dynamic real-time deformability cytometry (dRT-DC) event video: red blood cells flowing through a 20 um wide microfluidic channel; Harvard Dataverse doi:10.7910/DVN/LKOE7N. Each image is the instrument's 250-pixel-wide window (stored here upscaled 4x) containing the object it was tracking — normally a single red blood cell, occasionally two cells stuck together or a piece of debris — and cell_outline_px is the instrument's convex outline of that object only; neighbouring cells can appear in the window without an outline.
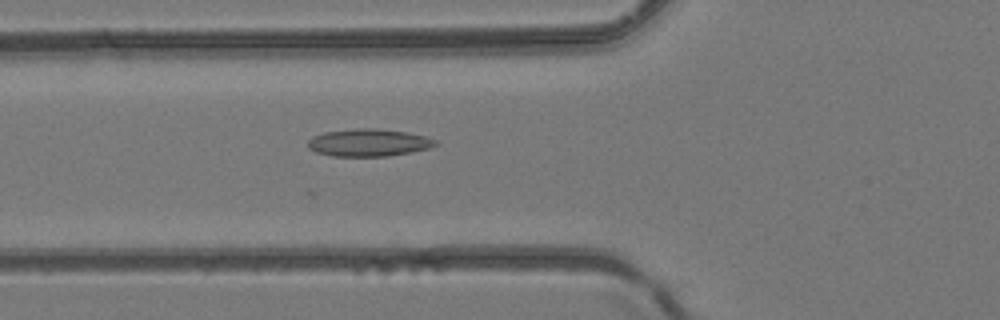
{"species": "common noctule bat (a hibernating species)", "species_latin": "Nyctalus noctula", "temperature_condition": "room temperature", "stored_images_in_passage": 11, "camera_frame_rate_fps": 3000, "um_per_image_px": 0.085, "animal": {"sex": "female", "body_mass_g": 24.6, "forearm_length_mm": 56.2}, "frame": {"image": 1, "passage_image": 5, "time_ms": 1.333, "image_size_px": [1000, 320], "cell_outline_px": [[440, 144], [428, 148], [412, 152], [388, 156], [332, 156], [316, 152], [308, 148], [308, 140], [312, 136], [324, 132], [360, 128], [376, 128], [408, 132], [424, 136], [436, 140]], "centroid_in_image_um": [31.34, 12.12], "position_along_channel_um": 94.5, "area_um2": 20.46}}
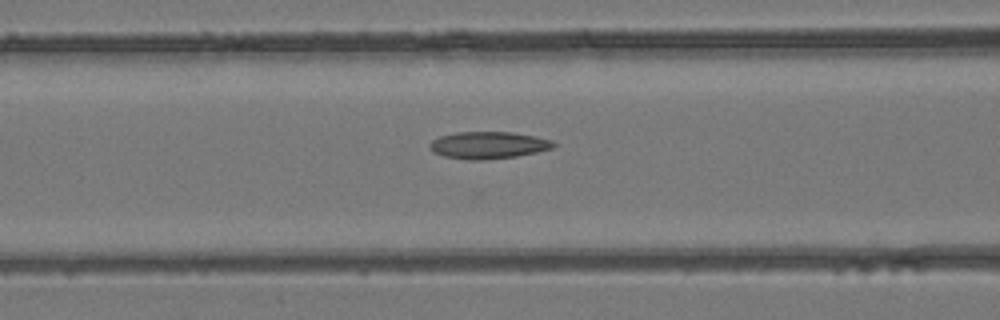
{"frame": {"image": 2, "passage_image": 7, "time_ms": 2.0, "image_size_px": [1000, 320], "cell_outline_px": [[556, 144], [552, 148], [536, 152], [516, 156], [484, 160], [468, 160], [444, 156], [432, 152], [428, 144], [432, 140], [440, 136], [456, 132], [512, 132], [536, 136], [552, 140]], "centroid_in_image_um": [41.48, 12.33], "position_along_channel_um": 125.1, "area_um2": 19.59}}
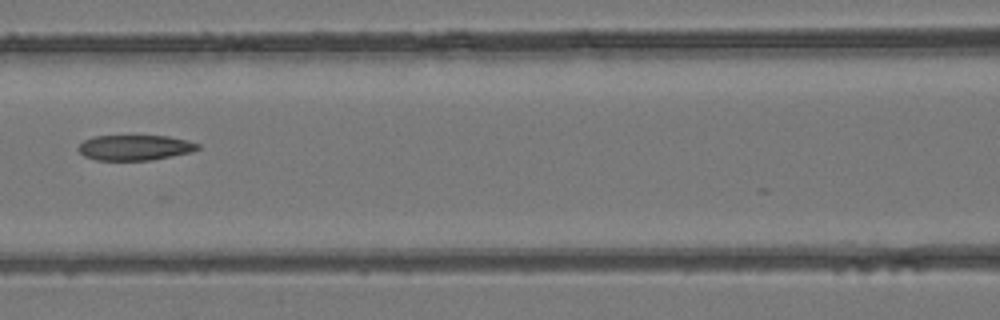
{"frame": {"image": 3, "passage_image": 9, "time_ms": 2.667, "image_size_px": [1000, 320], "cell_outline_px": [[200, 148], [192, 152], [152, 160], [96, 160], [84, 156], [76, 148], [84, 140], [92, 136], [168, 136], [188, 140], [200, 144]], "centroid_in_image_um": [11.47, 12.54], "position_along_channel_um": 155.1, "area_um2": 17.74}}